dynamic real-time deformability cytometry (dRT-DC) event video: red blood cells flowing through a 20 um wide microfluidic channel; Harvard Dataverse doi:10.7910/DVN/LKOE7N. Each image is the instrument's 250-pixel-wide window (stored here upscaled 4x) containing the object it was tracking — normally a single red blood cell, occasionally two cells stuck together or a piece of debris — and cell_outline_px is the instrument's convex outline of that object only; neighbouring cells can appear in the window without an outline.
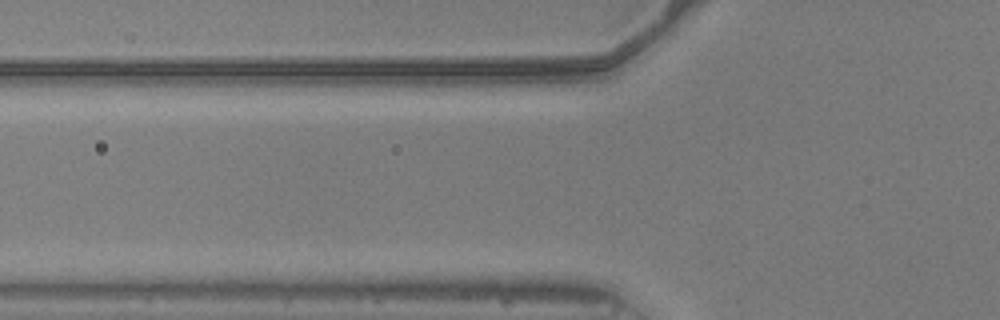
{"species": "common noctule bat (a hibernating species)", "species_latin": "Nyctalus noctula", "temperature_condition": "warm", "stored_images_in_passage": 3, "camera_frame_rate_fps": 3000, "um_per_image_px": 0.085, "animal": {"sex": "male", "body_mass_g": 20.5, "forearm_length_mm": 52.5}, "frame": {"image": 1, "passage_image": 3, "time_ms": 0.667, "image_size_px": [1000, 320], "cell_outline_px": [[524, 236], [516, 240], [484, 244], [424, 240], [400, 236], [400, 232], [408, 228], [436, 228], [516, 232]], "centroid_in_image_um": [39.13, 20.01], "position_along_channel_um": 86.7, "area_um2": 10.0}}